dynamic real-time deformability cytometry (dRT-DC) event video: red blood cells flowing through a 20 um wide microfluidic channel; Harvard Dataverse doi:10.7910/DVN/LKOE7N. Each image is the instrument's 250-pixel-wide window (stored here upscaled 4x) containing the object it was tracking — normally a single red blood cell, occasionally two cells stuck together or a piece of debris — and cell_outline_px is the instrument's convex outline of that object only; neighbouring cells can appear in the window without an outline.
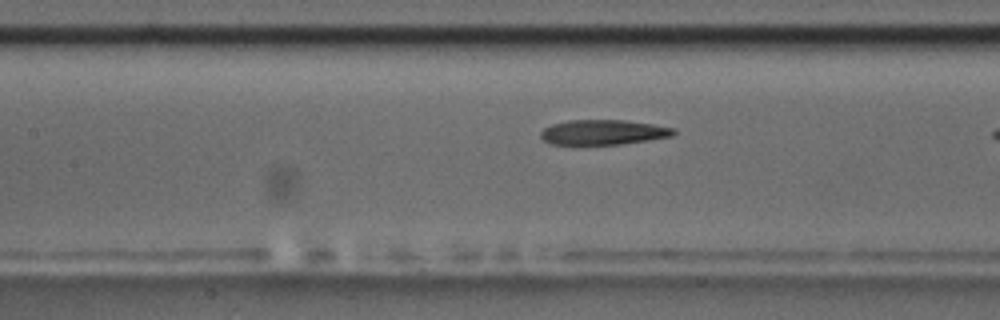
{"species": "common noctule bat (a hibernating species)", "species_latin": "Nyctalus noctula", "temperature_condition": "room temperature", "stored_images_in_passage": 23, "camera_frame_rate_fps": 3000, "um_per_image_px": 0.085, "animal": {"sex": "male", "body_mass_g": 17.5, "forearm_length_mm": 52.3}, "frame": {"image": 1, "passage_image": 22, "time_ms": 7.0, "image_size_px": [1000, 320], "cell_outline_px": [[676, 132], [672, 136], [648, 140], [620, 144], [548, 144], [540, 136], [540, 132], [544, 128], [552, 124], [568, 120], [624, 120], [652, 124], [676, 128]], "centroid_in_image_um": [51.27, 11.23], "position_along_channel_um": 156.1, "area_um2": 19.31}}